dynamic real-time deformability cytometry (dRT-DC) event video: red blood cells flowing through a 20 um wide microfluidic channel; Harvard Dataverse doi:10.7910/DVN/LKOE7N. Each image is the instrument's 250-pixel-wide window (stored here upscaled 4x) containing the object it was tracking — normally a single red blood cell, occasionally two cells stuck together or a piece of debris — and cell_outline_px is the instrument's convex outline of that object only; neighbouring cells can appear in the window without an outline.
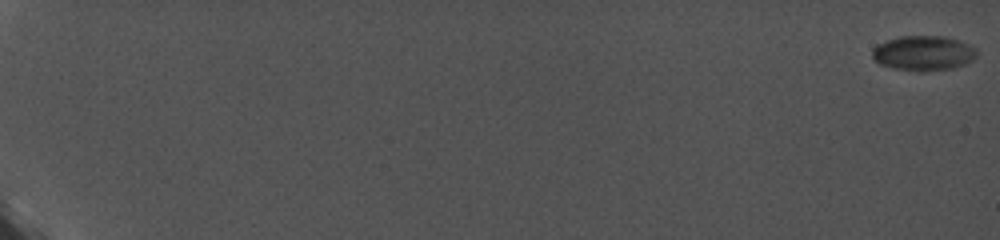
{"species": "common noctule bat (a hibernating species)", "species_latin": "Nyctalus noctula", "temperature_condition": "cold", "stored_images_in_passage": 36, "camera_frame_rate_fps": 5000, "um_per_image_px": 0.085, "animal": {"sex": "female", "body_mass_g": 19.0, "forearm_length_mm": 56.7}, "frame": {"image": 1, "passage_image": 1, "time_ms": 0.0, "image_size_px": [1000, 240], "cell_outline_px": [[976, 56], [972, 60], [964, 64], [952, 68], [892, 68], [880, 64], [872, 56], [872, 48], [888, 40], [900, 36], [940, 36], [960, 40], [976, 48]], "centroid_in_image_um": [78.5, 4.46], "position_along_channel_um": 6.5, "area_um2": 20.29}}
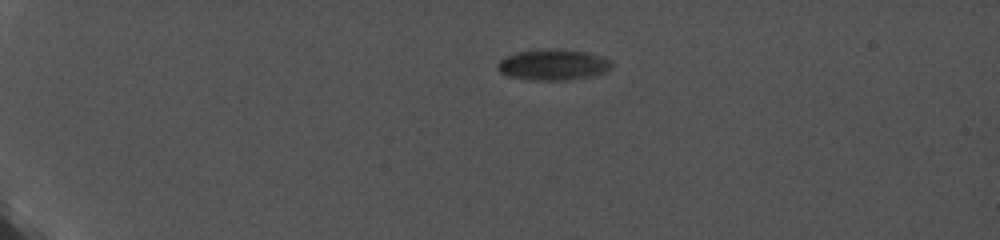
{"frame": {"image": 2, "passage_image": 15, "time_ms": 2.8, "image_size_px": [1000, 240], "cell_outline_px": [[612, 64], [604, 72], [588, 76], [564, 80], [536, 80], [508, 76], [500, 72], [496, 68], [496, 64], [504, 56], [516, 52], [536, 48], [544, 48], [588, 52], [612, 60]], "centroid_in_image_um": [46.94, 5.48], "position_along_channel_um": 38.1, "area_um2": 20.52}}